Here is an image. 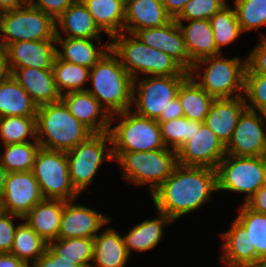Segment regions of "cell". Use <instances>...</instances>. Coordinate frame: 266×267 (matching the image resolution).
Returning <instances> with one entry per match:
<instances>
[{"instance_id": "cell-1", "label": "cell", "mask_w": 266, "mask_h": 267, "mask_svg": "<svg viewBox=\"0 0 266 267\" xmlns=\"http://www.w3.org/2000/svg\"><path fill=\"white\" fill-rule=\"evenodd\" d=\"M213 191H217L216 169L177 164L152 198L157 211L174 221L203 206Z\"/></svg>"}, {"instance_id": "cell-2", "label": "cell", "mask_w": 266, "mask_h": 267, "mask_svg": "<svg viewBox=\"0 0 266 267\" xmlns=\"http://www.w3.org/2000/svg\"><path fill=\"white\" fill-rule=\"evenodd\" d=\"M133 80L111 48L90 68L93 89L87 91L111 116V123L117 113L132 107Z\"/></svg>"}, {"instance_id": "cell-3", "label": "cell", "mask_w": 266, "mask_h": 267, "mask_svg": "<svg viewBox=\"0 0 266 267\" xmlns=\"http://www.w3.org/2000/svg\"><path fill=\"white\" fill-rule=\"evenodd\" d=\"M92 134L94 133L77 120L61 100L37 109L36 139L41 148L67 152Z\"/></svg>"}, {"instance_id": "cell-4", "label": "cell", "mask_w": 266, "mask_h": 267, "mask_svg": "<svg viewBox=\"0 0 266 267\" xmlns=\"http://www.w3.org/2000/svg\"><path fill=\"white\" fill-rule=\"evenodd\" d=\"M129 35L127 37L126 34L120 33L113 36L110 48L134 80L139 81V72L152 76L190 75L161 50L145 45L135 34Z\"/></svg>"}, {"instance_id": "cell-5", "label": "cell", "mask_w": 266, "mask_h": 267, "mask_svg": "<svg viewBox=\"0 0 266 267\" xmlns=\"http://www.w3.org/2000/svg\"><path fill=\"white\" fill-rule=\"evenodd\" d=\"M119 161L122 176L131 183L149 184L153 193L172 174L177 163V152L169 148L145 152H112Z\"/></svg>"}, {"instance_id": "cell-6", "label": "cell", "mask_w": 266, "mask_h": 267, "mask_svg": "<svg viewBox=\"0 0 266 267\" xmlns=\"http://www.w3.org/2000/svg\"><path fill=\"white\" fill-rule=\"evenodd\" d=\"M55 20L30 5L0 13V47L6 48L16 41L55 40Z\"/></svg>"}, {"instance_id": "cell-7", "label": "cell", "mask_w": 266, "mask_h": 267, "mask_svg": "<svg viewBox=\"0 0 266 267\" xmlns=\"http://www.w3.org/2000/svg\"><path fill=\"white\" fill-rule=\"evenodd\" d=\"M202 64L206 68L203 69V75L196 73L198 78H202L201 82L195 81L214 99L233 98L234 92H239V97L243 96L245 72L247 68V59L240 58H222L221 54L209 56L196 61L190 74L198 72Z\"/></svg>"}, {"instance_id": "cell-8", "label": "cell", "mask_w": 266, "mask_h": 267, "mask_svg": "<svg viewBox=\"0 0 266 267\" xmlns=\"http://www.w3.org/2000/svg\"><path fill=\"white\" fill-rule=\"evenodd\" d=\"M122 120L110 128L112 152H145L164 149L160 125L156 120L145 118L127 110L117 113Z\"/></svg>"}, {"instance_id": "cell-9", "label": "cell", "mask_w": 266, "mask_h": 267, "mask_svg": "<svg viewBox=\"0 0 266 267\" xmlns=\"http://www.w3.org/2000/svg\"><path fill=\"white\" fill-rule=\"evenodd\" d=\"M217 190L246 193L244 203L266 183V156L225 155L216 167Z\"/></svg>"}, {"instance_id": "cell-10", "label": "cell", "mask_w": 266, "mask_h": 267, "mask_svg": "<svg viewBox=\"0 0 266 267\" xmlns=\"http://www.w3.org/2000/svg\"><path fill=\"white\" fill-rule=\"evenodd\" d=\"M106 141L112 143L109 132L94 133L87 140L66 152L69 177L78 193H81L93 181L99 166L105 162L104 159L114 160L112 147H108Z\"/></svg>"}, {"instance_id": "cell-11", "label": "cell", "mask_w": 266, "mask_h": 267, "mask_svg": "<svg viewBox=\"0 0 266 267\" xmlns=\"http://www.w3.org/2000/svg\"><path fill=\"white\" fill-rule=\"evenodd\" d=\"M32 172L44 199L71 201L79 195L69 177L66 152L40 147Z\"/></svg>"}, {"instance_id": "cell-12", "label": "cell", "mask_w": 266, "mask_h": 267, "mask_svg": "<svg viewBox=\"0 0 266 267\" xmlns=\"http://www.w3.org/2000/svg\"><path fill=\"white\" fill-rule=\"evenodd\" d=\"M189 76H152L139 81L138 84L136 80H133L134 113L153 120H157L160 115H165L168 102L177 97L180 85Z\"/></svg>"}, {"instance_id": "cell-13", "label": "cell", "mask_w": 266, "mask_h": 267, "mask_svg": "<svg viewBox=\"0 0 266 267\" xmlns=\"http://www.w3.org/2000/svg\"><path fill=\"white\" fill-rule=\"evenodd\" d=\"M262 115V117L260 116ZM246 108L240 115L229 143L226 155L259 157L266 156V135L262 121L266 114Z\"/></svg>"}, {"instance_id": "cell-14", "label": "cell", "mask_w": 266, "mask_h": 267, "mask_svg": "<svg viewBox=\"0 0 266 267\" xmlns=\"http://www.w3.org/2000/svg\"><path fill=\"white\" fill-rule=\"evenodd\" d=\"M43 199L32 171L10 172L6 176L5 190L0 200V211L23 218Z\"/></svg>"}, {"instance_id": "cell-15", "label": "cell", "mask_w": 266, "mask_h": 267, "mask_svg": "<svg viewBox=\"0 0 266 267\" xmlns=\"http://www.w3.org/2000/svg\"><path fill=\"white\" fill-rule=\"evenodd\" d=\"M226 149L218 137L204 124L195 131L192 139L177 151V163L184 166L216 169L225 157Z\"/></svg>"}, {"instance_id": "cell-16", "label": "cell", "mask_w": 266, "mask_h": 267, "mask_svg": "<svg viewBox=\"0 0 266 267\" xmlns=\"http://www.w3.org/2000/svg\"><path fill=\"white\" fill-rule=\"evenodd\" d=\"M134 34L145 45L161 50L190 73L194 63L190 60L182 31L175 19L164 26L141 29Z\"/></svg>"}, {"instance_id": "cell-17", "label": "cell", "mask_w": 266, "mask_h": 267, "mask_svg": "<svg viewBox=\"0 0 266 267\" xmlns=\"http://www.w3.org/2000/svg\"><path fill=\"white\" fill-rule=\"evenodd\" d=\"M64 201L58 238H94L111 219L83 205Z\"/></svg>"}, {"instance_id": "cell-18", "label": "cell", "mask_w": 266, "mask_h": 267, "mask_svg": "<svg viewBox=\"0 0 266 267\" xmlns=\"http://www.w3.org/2000/svg\"><path fill=\"white\" fill-rule=\"evenodd\" d=\"M55 40L16 41L5 49L10 68L52 69L56 58Z\"/></svg>"}, {"instance_id": "cell-19", "label": "cell", "mask_w": 266, "mask_h": 267, "mask_svg": "<svg viewBox=\"0 0 266 267\" xmlns=\"http://www.w3.org/2000/svg\"><path fill=\"white\" fill-rule=\"evenodd\" d=\"M60 100L93 133L109 132L111 116L87 90L63 94Z\"/></svg>"}, {"instance_id": "cell-20", "label": "cell", "mask_w": 266, "mask_h": 267, "mask_svg": "<svg viewBox=\"0 0 266 267\" xmlns=\"http://www.w3.org/2000/svg\"><path fill=\"white\" fill-rule=\"evenodd\" d=\"M244 96L236 94L233 98L214 99L204 124L226 146L236 128L238 119L246 109Z\"/></svg>"}, {"instance_id": "cell-21", "label": "cell", "mask_w": 266, "mask_h": 267, "mask_svg": "<svg viewBox=\"0 0 266 267\" xmlns=\"http://www.w3.org/2000/svg\"><path fill=\"white\" fill-rule=\"evenodd\" d=\"M10 70L38 107L60 101L61 95L56 88L52 69L25 67Z\"/></svg>"}, {"instance_id": "cell-22", "label": "cell", "mask_w": 266, "mask_h": 267, "mask_svg": "<svg viewBox=\"0 0 266 267\" xmlns=\"http://www.w3.org/2000/svg\"><path fill=\"white\" fill-rule=\"evenodd\" d=\"M171 20L161 0H125L124 31L129 34L145 28L161 27Z\"/></svg>"}, {"instance_id": "cell-23", "label": "cell", "mask_w": 266, "mask_h": 267, "mask_svg": "<svg viewBox=\"0 0 266 267\" xmlns=\"http://www.w3.org/2000/svg\"><path fill=\"white\" fill-rule=\"evenodd\" d=\"M63 208L64 200L43 199L23 219L49 244L58 238Z\"/></svg>"}, {"instance_id": "cell-24", "label": "cell", "mask_w": 266, "mask_h": 267, "mask_svg": "<svg viewBox=\"0 0 266 267\" xmlns=\"http://www.w3.org/2000/svg\"><path fill=\"white\" fill-rule=\"evenodd\" d=\"M93 40L99 42L101 39L63 38L58 28H56L55 42L61 45L63 49V52L57 49L56 55L63 61L91 68L110 49V42L106 46L102 44V48L99 49V47L93 45Z\"/></svg>"}, {"instance_id": "cell-25", "label": "cell", "mask_w": 266, "mask_h": 267, "mask_svg": "<svg viewBox=\"0 0 266 267\" xmlns=\"http://www.w3.org/2000/svg\"><path fill=\"white\" fill-rule=\"evenodd\" d=\"M224 255L221 260L227 267H251L256 265V250H250L249 234L235 219L232 227L221 235Z\"/></svg>"}, {"instance_id": "cell-26", "label": "cell", "mask_w": 266, "mask_h": 267, "mask_svg": "<svg viewBox=\"0 0 266 267\" xmlns=\"http://www.w3.org/2000/svg\"><path fill=\"white\" fill-rule=\"evenodd\" d=\"M190 21L186 26L183 22H177L186 45L190 60L196 61L220 54L221 52L216 48L214 35L210 20L196 19Z\"/></svg>"}, {"instance_id": "cell-27", "label": "cell", "mask_w": 266, "mask_h": 267, "mask_svg": "<svg viewBox=\"0 0 266 267\" xmlns=\"http://www.w3.org/2000/svg\"><path fill=\"white\" fill-rule=\"evenodd\" d=\"M55 22L68 38L101 39V30L81 0H75Z\"/></svg>"}, {"instance_id": "cell-28", "label": "cell", "mask_w": 266, "mask_h": 267, "mask_svg": "<svg viewBox=\"0 0 266 267\" xmlns=\"http://www.w3.org/2000/svg\"><path fill=\"white\" fill-rule=\"evenodd\" d=\"M37 109L29 93L12 75L0 83V117H36Z\"/></svg>"}, {"instance_id": "cell-29", "label": "cell", "mask_w": 266, "mask_h": 267, "mask_svg": "<svg viewBox=\"0 0 266 267\" xmlns=\"http://www.w3.org/2000/svg\"><path fill=\"white\" fill-rule=\"evenodd\" d=\"M129 254L121 235L113 228L94 237L93 265L97 267H125Z\"/></svg>"}, {"instance_id": "cell-30", "label": "cell", "mask_w": 266, "mask_h": 267, "mask_svg": "<svg viewBox=\"0 0 266 267\" xmlns=\"http://www.w3.org/2000/svg\"><path fill=\"white\" fill-rule=\"evenodd\" d=\"M160 217L154 220H144L136 225L130 232L122 237L123 243L130 255L132 250L147 251L159 244L163 238V228L168 226L173 220L165 213L157 211Z\"/></svg>"}, {"instance_id": "cell-31", "label": "cell", "mask_w": 266, "mask_h": 267, "mask_svg": "<svg viewBox=\"0 0 266 267\" xmlns=\"http://www.w3.org/2000/svg\"><path fill=\"white\" fill-rule=\"evenodd\" d=\"M96 25L110 38L124 31L125 0H81Z\"/></svg>"}, {"instance_id": "cell-32", "label": "cell", "mask_w": 266, "mask_h": 267, "mask_svg": "<svg viewBox=\"0 0 266 267\" xmlns=\"http://www.w3.org/2000/svg\"><path fill=\"white\" fill-rule=\"evenodd\" d=\"M177 96L184 117L204 123L214 98L194 80L193 74L180 85Z\"/></svg>"}, {"instance_id": "cell-33", "label": "cell", "mask_w": 266, "mask_h": 267, "mask_svg": "<svg viewBox=\"0 0 266 267\" xmlns=\"http://www.w3.org/2000/svg\"><path fill=\"white\" fill-rule=\"evenodd\" d=\"M45 242L26 221L17 225L10 253L17 256L23 263L34 264L46 251Z\"/></svg>"}, {"instance_id": "cell-34", "label": "cell", "mask_w": 266, "mask_h": 267, "mask_svg": "<svg viewBox=\"0 0 266 267\" xmlns=\"http://www.w3.org/2000/svg\"><path fill=\"white\" fill-rule=\"evenodd\" d=\"M239 213L236 220L249 234L250 250H256V265L266 261V214L253 211L245 204Z\"/></svg>"}, {"instance_id": "cell-35", "label": "cell", "mask_w": 266, "mask_h": 267, "mask_svg": "<svg viewBox=\"0 0 266 267\" xmlns=\"http://www.w3.org/2000/svg\"><path fill=\"white\" fill-rule=\"evenodd\" d=\"M52 71L55 85L60 95L87 90L83 87L89 79L90 68L63 61L56 56Z\"/></svg>"}, {"instance_id": "cell-36", "label": "cell", "mask_w": 266, "mask_h": 267, "mask_svg": "<svg viewBox=\"0 0 266 267\" xmlns=\"http://www.w3.org/2000/svg\"><path fill=\"white\" fill-rule=\"evenodd\" d=\"M48 246L60 256V258L73 261L74 265L92 267L94 238H57L51 241Z\"/></svg>"}, {"instance_id": "cell-37", "label": "cell", "mask_w": 266, "mask_h": 267, "mask_svg": "<svg viewBox=\"0 0 266 267\" xmlns=\"http://www.w3.org/2000/svg\"><path fill=\"white\" fill-rule=\"evenodd\" d=\"M5 152L0 155L2 166L10 172H29L33 169L35 157L40 149L37 139L32 142L4 145Z\"/></svg>"}, {"instance_id": "cell-38", "label": "cell", "mask_w": 266, "mask_h": 267, "mask_svg": "<svg viewBox=\"0 0 266 267\" xmlns=\"http://www.w3.org/2000/svg\"><path fill=\"white\" fill-rule=\"evenodd\" d=\"M216 48L221 52V47L235 41L242 30L237 20L236 12L229 4L216 12L210 19Z\"/></svg>"}, {"instance_id": "cell-39", "label": "cell", "mask_w": 266, "mask_h": 267, "mask_svg": "<svg viewBox=\"0 0 266 267\" xmlns=\"http://www.w3.org/2000/svg\"><path fill=\"white\" fill-rule=\"evenodd\" d=\"M28 136L36 139V117H0V139L3 145L30 142Z\"/></svg>"}, {"instance_id": "cell-40", "label": "cell", "mask_w": 266, "mask_h": 267, "mask_svg": "<svg viewBox=\"0 0 266 267\" xmlns=\"http://www.w3.org/2000/svg\"><path fill=\"white\" fill-rule=\"evenodd\" d=\"M158 123L164 145L176 152L185 142L192 139L193 134L199 130L202 124V122L190 120L186 117Z\"/></svg>"}, {"instance_id": "cell-41", "label": "cell", "mask_w": 266, "mask_h": 267, "mask_svg": "<svg viewBox=\"0 0 266 267\" xmlns=\"http://www.w3.org/2000/svg\"><path fill=\"white\" fill-rule=\"evenodd\" d=\"M242 32L266 26V0H234Z\"/></svg>"}, {"instance_id": "cell-42", "label": "cell", "mask_w": 266, "mask_h": 267, "mask_svg": "<svg viewBox=\"0 0 266 267\" xmlns=\"http://www.w3.org/2000/svg\"><path fill=\"white\" fill-rule=\"evenodd\" d=\"M243 93L250 102L245 100L248 109L266 114V75L254 73L247 66Z\"/></svg>"}, {"instance_id": "cell-43", "label": "cell", "mask_w": 266, "mask_h": 267, "mask_svg": "<svg viewBox=\"0 0 266 267\" xmlns=\"http://www.w3.org/2000/svg\"><path fill=\"white\" fill-rule=\"evenodd\" d=\"M227 4L225 0H190L175 20L177 22L196 19L209 20Z\"/></svg>"}, {"instance_id": "cell-44", "label": "cell", "mask_w": 266, "mask_h": 267, "mask_svg": "<svg viewBox=\"0 0 266 267\" xmlns=\"http://www.w3.org/2000/svg\"><path fill=\"white\" fill-rule=\"evenodd\" d=\"M13 217L20 216L0 211V253H9L14 240L16 226L13 223Z\"/></svg>"}, {"instance_id": "cell-45", "label": "cell", "mask_w": 266, "mask_h": 267, "mask_svg": "<svg viewBox=\"0 0 266 267\" xmlns=\"http://www.w3.org/2000/svg\"><path fill=\"white\" fill-rule=\"evenodd\" d=\"M75 0H27V2L56 20Z\"/></svg>"}, {"instance_id": "cell-46", "label": "cell", "mask_w": 266, "mask_h": 267, "mask_svg": "<svg viewBox=\"0 0 266 267\" xmlns=\"http://www.w3.org/2000/svg\"><path fill=\"white\" fill-rule=\"evenodd\" d=\"M257 45L247 57V66L254 73L266 75V36Z\"/></svg>"}, {"instance_id": "cell-47", "label": "cell", "mask_w": 266, "mask_h": 267, "mask_svg": "<svg viewBox=\"0 0 266 267\" xmlns=\"http://www.w3.org/2000/svg\"><path fill=\"white\" fill-rule=\"evenodd\" d=\"M34 267H82L74 265L73 261L60 258L49 246L45 253L33 264Z\"/></svg>"}, {"instance_id": "cell-48", "label": "cell", "mask_w": 266, "mask_h": 267, "mask_svg": "<svg viewBox=\"0 0 266 267\" xmlns=\"http://www.w3.org/2000/svg\"><path fill=\"white\" fill-rule=\"evenodd\" d=\"M244 204L253 211L266 214V183Z\"/></svg>"}, {"instance_id": "cell-49", "label": "cell", "mask_w": 266, "mask_h": 267, "mask_svg": "<svg viewBox=\"0 0 266 267\" xmlns=\"http://www.w3.org/2000/svg\"><path fill=\"white\" fill-rule=\"evenodd\" d=\"M184 117L183 108L178 96L168 102V106L165 109V115H160L156 120L157 122H165L167 120H173Z\"/></svg>"}, {"instance_id": "cell-50", "label": "cell", "mask_w": 266, "mask_h": 267, "mask_svg": "<svg viewBox=\"0 0 266 267\" xmlns=\"http://www.w3.org/2000/svg\"><path fill=\"white\" fill-rule=\"evenodd\" d=\"M166 12L175 19L190 0H161Z\"/></svg>"}, {"instance_id": "cell-51", "label": "cell", "mask_w": 266, "mask_h": 267, "mask_svg": "<svg viewBox=\"0 0 266 267\" xmlns=\"http://www.w3.org/2000/svg\"><path fill=\"white\" fill-rule=\"evenodd\" d=\"M11 75L6 49L0 47V83Z\"/></svg>"}, {"instance_id": "cell-52", "label": "cell", "mask_w": 266, "mask_h": 267, "mask_svg": "<svg viewBox=\"0 0 266 267\" xmlns=\"http://www.w3.org/2000/svg\"><path fill=\"white\" fill-rule=\"evenodd\" d=\"M23 263L12 253H0V267H22Z\"/></svg>"}, {"instance_id": "cell-53", "label": "cell", "mask_w": 266, "mask_h": 267, "mask_svg": "<svg viewBox=\"0 0 266 267\" xmlns=\"http://www.w3.org/2000/svg\"><path fill=\"white\" fill-rule=\"evenodd\" d=\"M27 0H0V13L16 9L22 6Z\"/></svg>"}, {"instance_id": "cell-54", "label": "cell", "mask_w": 266, "mask_h": 267, "mask_svg": "<svg viewBox=\"0 0 266 267\" xmlns=\"http://www.w3.org/2000/svg\"><path fill=\"white\" fill-rule=\"evenodd\" d=\"M8 172L7 170L2 166L0 162V200L3 196L4 190H5V183H6V176Z\"/></svg>"}, {"instance_id": "cell-55", "label": "cell", "mask_w": 266, "mask_h": 267, "mask_svg": "<svg viewBox=\"0 0 266 267\" xmlns=\"http://www.w3.org/2000/svg\"><path fill=\"white\" fill-rule=\"evenodd\" d=\"M251 267H266V261H262V262L258 263L257 265H254Z\"/></svg>"}, {"instance_id": "cell-56", "label": "cell", "mask_w": 266, "mask_h": 267, "mask_svg": "<svg viewBox=\"0 0 266 267\" xmlns=\"http://www.w3.org/2000/svg\"><path fill=\"white\" fill-rule=\"evenodd\" d=\"M30 264H31V262L29 264H24L22 267H34L33 264H31L32 266Z\"/></svg>"}]
</instances>
